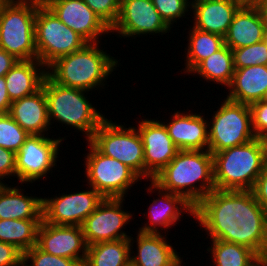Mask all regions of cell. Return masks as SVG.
Wrapping results in <instances>:
<instances>
[{
	"instance_id": "obj_2",
	"label": "cell",
	"mask_w": 267,
	"mask_h": 266,
	"mask_svg": "<svg viewBox=\"0 0 267 266\" xmlns=\"http://www.w3.org/2000/svg\"><path fill=\"white\" fill-rule=\"evenodd\" d=\"M152 182L164 191L182 195L195 207L215 189L213 155L208 150H179Z\"/></svg>"
},
{
	"instance_id": "obj_37",
	"label": "cell",
	"mask_w": 267,
	"mask_h": 266,
	"mask_svg": "<svg viewBox=\"0 0 267 266\" xmlns=\"http://www.w3.org/2000/svg\"><path fill=\"white\" fill-rule=\"evenodd\" d=\"M252 128L256 138L267 140V102L258 101L250 105Z\"/></svg>"
},
{
	"instance_id": "obj_17",
	"label": "cell",
	"mask_w": 267,
	"mask_h": 266,
	"mask_svg": "<svg viewBox=\"0 0 267 266\" xmlns=\"http://www.w3.org/2000/svg\"><path fill=\"white\" fill-rule=\"evenodd\" d=\"M45 5L88 43L100 42L102 34L110 33V28L83 0H48Z\"/></svg>"
},
{
	"instance_id": "obj_14",
	"label": "cell",
	"mask_w": 267,
	"mask_h": 266,
	"mask_svg": "<svg viewBox=\"0 0 267 266\" xmlns=\"http://www.w3.org/2000/svg\"><path fill=\"white\" fill-rule=\"evenodd\" d=\"M171 27L154 7L152 0H127L120 4L117 21L110 32L124 38L147 34H165Z\"/></svg>"
},
{
	"instance_id": "obj_7",
	"label": "cell",
	"mask_w": 267,
	"mask_h": 266,
	"mask_svg": "<svg viewBox=\"0 0 267 266\" xmlns=\"http://www.w3.org/2000/svg\"><path fill=\"white\" fill-rule=\"evenodd\" d=\"M100 153L124 163L145 179L144 147L136 127L105 118L88 140Z\"/></svg>"
},
{
	"instance_id": "obj_22",
	"label": "cell",
	"mask_w": 267,
	"mask_h": 266,
	"mask_svg": "<svg viewBox=\"0 0 267 266\" xmlns=\"http://www.w3.org/2000/svg\"><path fill=\"white\" fill-rule=\"evenodd\" d=\"M8 114L30 135H45L51 128L43 86L34 94L12 102Z\"/></svg>"
},
{
	"instance_id": "obj_41",
	"label": "cell",
	"mask_w": 267,
	"mask_h": 266,
	"mask_svg": "<svg viewBox=\"0 0 267 266\" xmlns=\"http://www.w3.org/2000/svg\"><path fill=\"white\" fill-rule=\"evenodd\" d=\"M17 61L13 55L0 48V77L5 76Z\"/></svg>"
},
{
	"instance_id": "obj_25",
	"label": "cell",
	"mask_w": 267,
	"mask_h": 266,
	"mask_svg": "<svg viewBox=\"0 0 267 266\" xmlns=\"http://www.w3.org/2000/svg\"><path fill=\"white\" fill-rule=\"evenodd\" d=\"M38 59L18 60L6 73V87L11 102L34 94L42 87L46 68Z\"/></svg>"
},
{
	"instance_id": "obj_44",
	"label": "cell",
	"mask_w": 267,
	"mask_h": 266,
	"mask_svg": "<svg viewBox=\"0 0 267 266\" xmlns=\"http://www.w3.org/2000/svg\"><path fill=\"white\" fill-rule=\"evenodd\" d=\"M242 5L249 6H261L266 3L267 0H238Z\"/></svg>"
},
{
	"instance_id": "obj_36",
	"label": "cell",
	"mask_w": 267,
	"mask_h": 266,
	"mask_svg": "<svg viewBox=\"0 0 267 266\" xmlns=\"http://www.w3.org/2000/svg\"><path fill=\"white\" fill-rule=\"evenodd\" d=\"M91 10L111 29L117 21L120 4L117 0H83Z\"/></svg>"
},
{
	"instance_id": "obj_48",
	"label": "cell",
	"mask_w": 267,
	"mask_h": 266,
	"mask_svg": "<svg viewBox=\"0 0 267 266\" xmlns=\"http://www.w3.org/2000/svg\"><path fill=\"white\" fill-rule=\"evenodd\" d=\"M262 101H265V102H267V89H266V91H265V95H264V97H263Z\"/></svg>"
},
{
	"instance_id": "obj_39",
	"label": "cell",
	"mask_w": 267,
	"mask_h": 266,
	"mask_svg": "<svg viewBox=\"0 0 267 266\" xmlns=\"http://www.w3.org/2000/svg\"><path fill=\"white\" fill-rule=\"evenodd\" d=\"M7 176L16 177V154L0 147V184Z\"/></svg>"
},
{
	"instance_id": "obj_35",
	"label": "cell",
	"mask_w": 267,
	"mask_h": 266,
	"mask_svg": "<svg viewBox=\"0 0 267 266\" xmlns=\"http://www.w3.org/2000/svg\"><path fill=\"white\" fill-rule=\"evenodd\" d=\"M152 3L170 27L191 9L189 0H152Z\"/></svg>"
},
{
	"instance_id": "obj_38",
	"label": "cell",
	"mask_w": 267,
	"mask_h": 266,
	"mask_svg": "<svg viewBox=\"0 0 267 266\" xmlns=\"http://www.w3.org/2000/svg\"><path fill=\"white\" fill-rule=\"evenodd\" d=\"M0 266H23V253L15 246L0 241Z\"/></svg>"
},
{
	"instance_id": "obj_1",
	"label": "cell",
	"mask_w": 267,
	"mask_h": 266,
	"mask_svg": "<svg viewBox=\"0 0 267 266\" xmlns=\"http://www.w3.org/2000/svg\"><path fill=\"white\" fill-rule=\"evenodd\" d=\"M194 218L212 240L244 245L267 254V212L252 190L214 189L194 210Z\"/></svg>"
},
{
	"instance_id": "obj_46",
	"label": "cell",
	"mask_w": 267,
	"mask_h": 266,
	"mask_svg": "<svg viewBox=\"0 0 267 266\" xmlns=\"http://www.w3.org/2000/svg\"><path fill=\"white\" fill-rule=\"evenodd\" d=\"M262 13L265 19L266 32H267V8H262Z\"/></svg>"
},
{
	"instance_id": "obj_40",
	"label": "cell",
	"mask_w": 267,
	"mask_h": 266,
	"mask_svg": "<svg viewBox=\"0 0 267 266\" xmlns=\"http://www.w3.org/2000/svg\"><path fill=\"white\" fill-rule=\"evenodd\" d=\"M252 192L256 201L267 212V162L264 165L261 174L258 176Z\"/></svg>"
},
{
	"instance_id": "obj_33",
	"label": "cell",
	"mask_w": 267,
	"mask_h": 266,
	"mask_svg": "<svg viewBox=\"0 0 267 266\" xmlns=\"http://www.w3.org/2000/svg\"><path fill=\"white\" fill-rule=\"evenodd\" d=\"M234 68L254 65H267V45L265 41L253 45L232 49Z\"/></svg>"
},
{
	"instance_id": "obj_18",
	"label": "cell",
	"mask_w": 267,
	"mask_h": 266,
	"mask_svg": "<svg viewBox=\"0 0 267 266\" xmlns=\"http://www.w3.org/2000/svg\"><path fill=\"white\" fill-rule=\"evenodd\" d=\"M150 182L151 187L149 185V188L147 189L148 192L152 193L154 192V189H157L156 192L158 191L157 194H160V199L158 198L152 200V204L147 212L149 214H146L149 218L148 222L150 224H144L138 231L143 233H160L159 231L163 229H169L171 226L175 225L177 221H179L183 214V210L184 213L186 212L188 215H192L194 217L195 207L182 195L164 191L157 187L152 181Z\"/></svg>"
},
{
	"instance_id": "obj_11",
	"label": "cell",
	"mask_w": 267,
	"mask_h": 266,
	"mask_svg": "<svg viewBox=\"0 0 267 266\" xmlns=\"http://www.w3.org/2000/svg\"><path fill=\"white\" fill-rule=\"evenodd\" d=\"M63 138L30 135L16 153V177L19 183L34 182L49 174L56 166Z\"/></svg>"
},
{
	"instance_id": "obj_20",
	"label": "cell",
	"mask_w": 267,
	"mask_h": 266,
	"mask_svg": "<svg viewBox=\"0 0 267 266\" xmlns=\"http://www.w3.org/2000/svg\"><path fill=\"white\" fill-rule=\"evenodd\" d=\"M265 19L261 6L242 5L234 14L224 36V43L231 49L247 47L264 40Z\"/></svg>"
},
{
	"instance_id": "obj_50",
	"label": "cell",
	"mask_w": 267,
	"mask_h": 266,
	"mask_svg": "<svg viewBox=\"0 0 267 266\" xmlns=\"http://www.w3.org/2000/svg\"><path fill=\"white\" fill-rule=\"evenodd\" d=\"M264 41H265V43L267 45V32L265 33Z\"/></svg>"
},
{
	"instance_id": "obj_30",
	"label": "cell",
	"mask_w": 267,
	"mask_h": 266,
	"mask_svg": "<svg viewBox=\"0 0 267 266\" xmlns=\"http://www.w3.org/2000/svg\"><path fill=\"white\" fill-rule=\"evenodd\" d=\"M187 59L185 60V74H189L201 61L208 58L213 53L221 49L224 43V37L210 32L200 31L190 27L188 37Z\"/></svg>"
},
{
	"instance_id": "obj_47",
	"label": "cell",
	"mask_w": 267,
	"mask_h": 266,
	"mask_svg": "<svg viewBox=\"0 0 267 266\" xmlns=\"http://www.w3.org/2000/svg\"><path fill=\"white\" fill-rule=\"evenodd\" d=\"M200 1H204V0H190L189 3H190V6L197 3V2H200Z\"/></svg>"
},
{
	"instance_id": "obj_9",
	"label": "cell",
	"mask_w": 267,
	"mask_h": 266,
	"mask_svg": "<svg viewBox=\"0 0 267 266\" xmlns=\"http://www.w3.org/2000/svg\"><path fill=\"white\" fill-rule=\"evenodd\" d=\"M224 100L208 123L209 152L212 155L256 138L250 106L227 98Z\"/></svg>"
},
{
	"instance_id": "obj_42",
	"label": "cell",
	"mask_w": 267,
	"mask_h": 266,
	"mask_svg": "<svg viewBox=\"0 0 267 266\" xmlns=\"http://www.w3.org/2000/svg\"><path fill=\"white\" fill-rule=\"evenodd\" d=\"M11 101L8 96L5 77H0V114H6L10 110Z\"/></svg>"
},
{
	"instance_id": "obj_32",
	"label": "cell",
	"mask_w": 267,
	"mask_h": 266,
	"mask_svg": "<svg viewBox=\"0 0 267 266\" xmlns=\"http://www.w3.org/2000/svg\"><path fill=\"white\" fill-rule=\"evenodd\" d=\"M29 136L8 113L0 114V147L16 154Z\"/></svg>"
},
{
	"instance_id": "obj_26",
	"label": "cell",
	"mask_w": 267,
	"mask_h": 266,
	"mask_svg": "<svg viewBox=\"0 0 267 266\" xmlns=\"http://www.w3.org/2000/svg\"><path fill=\"white\" fill-rule=\"evenodd\" d=\"M21 192V188L0 184V219H43V198Z\"/></svg>"
},
{
	"instance_id": "obj_24",
	"label": "cell",
	"mask_w": 267,
	"mask_h": 266,
	"mask_svg": "<svg viewBox=\"0 0 267 266\" xmlns=\"http://www.w3.org/2000/svg\"><path fill=\"white\" fill-rule=\"evenodd\" d=\"M227 99L251 105L261 101L267 89V65L235 68Z\"/></svg>"
},
{
	"instance_id": "obj_51",
	"label": "cell",
	"mask_w": 267,
	"mask_h": 266,
	"mask_svg": "<svg viewBox=\"0 0 267 266\" xmlns=\"http://www.w3.org/2000/svg\"><path fill=\"white\" fill-rule=\"evenodd\" d=\"M261 8H267V1L265 4L261 5Z\"/></svg>"
},
{
	"instance_id": "obj_15",
	"label": "cell",
	"mask_w": 267,
	"mask_h": 266,
	"mask_svg": "<svg viewBox=\"0 0 267 266\" xmlns=\"http://www.w3.org/2000/svg\"><path fill=\"white\" fill-rule=\"evenodd\" d=\"M36 245L51 255L76 260L81 266L87 256L88 245L81 226L54 225L42 220Z\"/></svg>"
},
{
	"instance_id": "obj_49",
	"label": "cell",
	"mask_w": 267,
	"mask_h": 266,
	"mask_svg": "<svg viewBox=\"0 0 267 266\" xmlns=\"http://www.w3.org/2000/svg\"><path fill=\"white\" fill-rule=\"evenodd\" d=\"M6 1H7V0H0V10H1L3 4H4Z\"/></svg>"
},
{
	"instance_id": "obj_16",
	"label": "cell",
	"mask_w": 267,
	"mask_h": 266,
	"mask_svg": "<svg viewBox=\"0 0 267 266\" xmlns=\"http://www.w3.org/2000/svg\"><path fill=\"white\" fill-rule=\"evenodd\" d=\"M144 147L145 180L152 179L176 156L179 149L160 120L144 119L138 124Z\"/></svg>"
},
{
	"instance_id": "obj_28",
	"label": "cell",
	"mask_w": 267,
	"mask_h": 266,
	"mask_svg": "<svg viewBox=\"0 0 267 266\" xmlns=\"http://www.w3.org/2000/svg\"><path fill=\"white\" fill-rule=\"evenodd\" d=\"M234 71L232 49L224 45L201 61L190 73H197L206 81H213L228 88L232 82Z\"/></svg>"
},
{
	"instance_id": "obj_5",
	"label": "cell",
	"mask_w": 267,
	"mask_h": 266,
	"mask_svg": "<svg viewBox=\"0 0 267 266\" xmlns=\"http://www.w3.org/2000/svg\"><path fill=\"white\" fill-rule=\"evenodd\" d=\"M42 86L48 104V117L59 123L75 127L86 135L88 141L105 119V115L93 107L85 90L66 87L45 76Z\"/></svg>"
},
{
	"instance_id": "obj_27",
	"label": "cell",
	"mask_w": 267,
	"mask_h": 266,
	"mask_svg": "<svg viewBox=\"0 0 267 266\" xmlns=\"http://www.w3.org/2000/svg\"><path fill=\"white\" fill-rule=\"evenodd\" d=\"M133 237L88 246L83 266H130ZM132 251V252H131Z\"/></svg>"
},
{
	"instance_id": "obj_10",
	"label": "cell",
	"mask_w": 267,
	"mask_h": 266,
	"mask_svg": "<svg viewBox=\"0 0 267 266\" xmlns=\"http://www.w3.org/2000/svg\"><path fill=\"white\" fill-rule=\"evenodd\" d=\"M85 157L88 185L104 198H125L131 187L141 178L120 161L100 153L89 141Z\"/></svg>"
},
{
	"instance_id": "obj_23",
	"label": "cell",
	"mask_w": 267,
	"mask_h": 266,
	"mask_svg": "<svg viewBox=\"0 0 267 266\" xmlns=\"http://www.w3.org/2000/svg\"><path fill=\"white\" fill-rule=\"evenodd\" d=\"M136 238L137 253L130 255V266H183V260L161 232L138 231Z\"/></svg>"
},
{
	"instance_id": "obj_31",
	"label": "cell",
	"mask_w": 267,
	"mask_h": 266,
	"mask_svg": "<svg viewBox=\"0 0 267 266\" xmlns=\"http://www.w3.org/2000/svg\"><path fill=\"white\" fill-rule=\"evenodd\" d=\"M212 246L207 251L212 254L214 266H248L258 255L250 248L226 242L223 240H211Z\"/></svg>"
},
{
	"instance_id": "obj_8",
	"label": "cell",
	"mask_w": 267,
	"mask_h": 266,
	"mask_svg": "<svg viewBox=\"0 0 267 266\" xmlns=\"http://www.w3.org/2000/svg\"><path fill=\"white\" fill-rule=\"evenodd\" d=\"M88 42L67 27L45 5L39 4L35 18L37 59L47 68L60 57L83 48Z\"/></svg>"
},
{
	"instance_id": "obj_13",
	"label": "cell",
	"mask_w": 267,
	"mask_h": 266,
	"mask_svg": "<svg viewBox=\"0 0 267 266\" xmlns=\"http://www.w3.org/2000/svg\"><path fill=\"white\" fill-rule=\"evenodd\" d=\"M103 199L91 186L86 191L43 198V220L54 225L81 226Z\"/></svg>"
},
{
	"instance_id": "obj_12",
	"label": "cell",
	"mask_w": 267,
	"mask_h": 266,
	"mask_svg": "<svg viewBox=\"0 0 267 266\" xmlns=\"http://www.w3.org/2000/svg\"><path fill=\"white\" fill-rule=\"evenodd\" d=\"M124 198H104L98 207L82 223V231L88 246L99 242L130 238L121 231L129 224L133 214L122 209ZM122 209V210H121Z\"/></svg>"
},
{
	"instance_id": "obj_45",
	"label": "cell",
	"mask_w": 267,
	"mask_h": 266,
	"mask_svg": "<svg viewBox=\"0 0 267 266\" xmlns=\"http://www.w3.org/2000/svg\"><path fill=\"white\" fill-rule=\"evenodd\" d=\"M14 1H31L39 4H45L47 2V0H14Z\"/></svg>"
},
{
	"instance_id": "obj_21",
	"label": "cell",
	"mask_w": 267,
	"mask_h": 266,
	"mask_svg": "<svg viewBox=\"0 0 267 266\" xmlns=\"http://www.w3.org/2000/svg\"><path fill=\"white\" fill-rule=\"evenodd\" d=\"M242 4L238 0H204L191 5L194 28L225 36L234 14Z\"/></svg>"
},
{
	"instance_id": "obj_3",
	"label": "cell",
	"mask_w": 267,
	"mask_h": 266,
	"mask_svg": "<svg viewBox=\"0 0 267 266\" xmlns=\"http://www.w3.org/2000/svg\"><path fill=\"white\" fill-rule=\"evenodd\" d=\"M99 43H87L80 50L58 58L46 68V75L60 85L88 92L105 86V79L119 64L99 48Z\"/></svg>"
},
{
	"instance_id": "obj_43",
	"label": "cell",
	"mask_w": 267,
	"mask_h": 266,
	"mask_svg": "<svg viewBox=\"0 0 267 266\" xmlns=\"http://www.w3.org/2000/svg\"><path fill=\"white\" fill-rule=\"evenodd\" d=\"M248 266H267V254L258 255L248 264Z\"/></svg>"
},
{
	"instance_id": "obj_6",
	"label": "cell",
	"mask_w": 267,
	"mask_h": 266,
	"mask_svg": "<svg viewBox=\"0 0 267 266\" xmlns=\"http://www.w3.org/2000/svg\"><path fill=\"white\" fill-rule=\"evenodd\" d=\"M39 3L7 0L0 10V48L17 60L37 59L35 18Z\"/></svg>"
},
{
	"instance_id": "obj_4",
	"label": "cell",
	"mask_w": 267,
	"mask_h": 266,
	"mask_svg": "<svg viewBox=\"0 0 267 266\" xmlns=\"http://www.w3.org/2000/svg\"><path fill=\"white\" fill-rule=\"evenodd\" d=\"M266 162L267 140L260 138L214 153L215 189L252 190Z\"/></svg>"
},
{
	"instance_id": "obj_34",
	"label": "cell",
	"mask_w": 267,
	"mask_h": 266,
	"mask_svg": "<svg viewBox=\"0 0 267 266\" xmlns=\"http://www.w3.org/2000/svg\"><path fill=\"white\" fill-rule=\"evenodd\" d=\"M29 261L30 264L27 262ZM23 266H81L76 260L51 255L37 245L23 254Z\"/></svg>"
},
{
	"instance_id": "obj_19",
	"label": "cell",
	"mask_w": 267,
	"mask_h": 266,
	"mask_svg": "<svg viewBox=\"0 0 267 266\" xmlns=\"http://www.w3.org/2000/svg\"><path fill=\"white\" fill-rule=\"evenodd\" d=\"M163 123L179 150L209 151L208 122L204 115L176 111L169 123Z\"/></svg>"
},
{
	"instance_id": "obj_29",
	"label": "cell",
	"mask_w": 267,
	"mask_h": 266,
	"mask_svg": "<svg viewBox=\"0 0 267 266\" xmlns=\"http://www.w3.org/2000/svg\"><path fill=\"white\" fill-rule=\"evenodd\" d=\"M43 219H0V241L23 254L37 244V231Z\"/></svg>"
},
{
	"instance_id": "obj_52",
	"label": "cell",
	"mask_w": 267,
	"mask_h": 266,
	"mask_svg": "<svg viewBox=\"0 0 267 266\" xmlns=\"http://www.w3.org/2000/svg\"><path fill=\"white\" fill-rule=\"evenodd\" d=\"M117 1L119 2V4H121V3H123V2H125L127 0H117Z\"/></svg>"
}]
</instances>
